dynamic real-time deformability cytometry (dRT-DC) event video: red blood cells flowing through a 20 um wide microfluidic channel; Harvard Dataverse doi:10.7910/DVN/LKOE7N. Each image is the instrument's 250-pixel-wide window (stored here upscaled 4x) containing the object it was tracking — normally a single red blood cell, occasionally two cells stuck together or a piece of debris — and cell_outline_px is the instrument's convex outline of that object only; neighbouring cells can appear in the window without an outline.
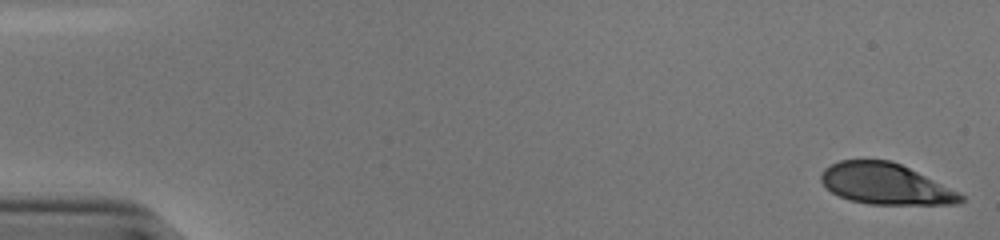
{"species": "human", "species_latin": "Homo sapiens", "temperature_condition": "cold", "stored_images_in_passage": 53, "camera_frame_rate_fps": 3000, "um_per_image_px": 0.085, "donor": {"sex": "male"}, "frame": {"image": 1, "passage_image": 1, "time_ms": 0.0, "image_size_px": [1000, 240], "cell_outline_px": [[964, 200], [956, 204], [868, 204], [848, 200], [832, 192], [820, 180], [820, 176], [824, 168], [840, 160], [892, 160], [964, 196]], "centroid_in_image_um": [75.2, 15.64], "position_along_channel_um": 9.8, "area_um2": 32.71}}
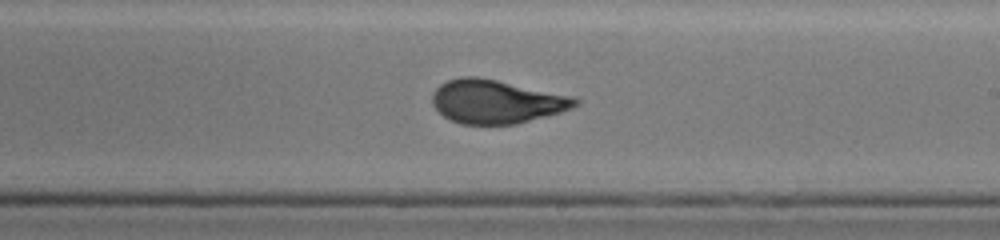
{"frame": {"image": 2, "passage_image": 32, "time_ms": 10.333, "image_size_px": [1000, 240], "cell_outline_px": [[580, 104], [572, 108], [560, 112], [516, 124], [460, 124], [444, 116], [432, 104], [432, 92], [440, 84], [448, 80], [460, 76], [476, 76], [576, 96], [580, 100]], "centroid_in_image_um": [42.21, 8.62], "position_along_channel_um": 246.8, "area_um2": 36.41}}
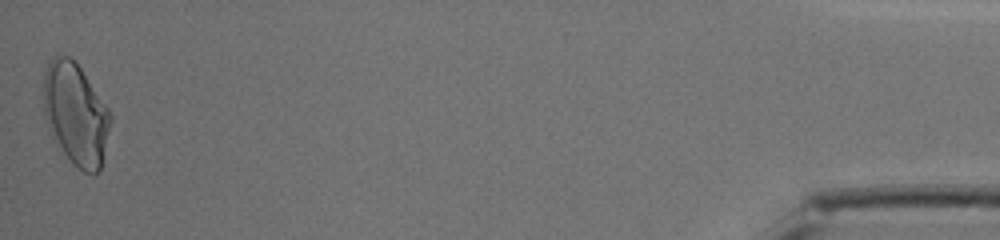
{"frame": {"image": 3, "passage_image": 53, "time_ms": 17.333, "image_size_px": [1000, 240], "cell_outline_px": [[112, 120], [100, 172], [84, 172], [72, 164], [48, 128], [44, 120], [44, 72], [48, 60], [56, 52], [68, 56], [76, 60], [108, 108], [112, 116]], "centroid_in_image_um": [6.43, 9.63], "position_along_channel_um": 428.8, "area_um2": 40.17}, "authors_computed_cell_mechanics": {"area_um2": 35.7204, "velocity_mm_per_s": 3.8515, "shape_relaxation_time_tau1_ms": 4.7258, "shape_relaxation_time_tau2_ms": null, "deformation_change_tau1": 0.1968, "deformation_change_tau2": null}}